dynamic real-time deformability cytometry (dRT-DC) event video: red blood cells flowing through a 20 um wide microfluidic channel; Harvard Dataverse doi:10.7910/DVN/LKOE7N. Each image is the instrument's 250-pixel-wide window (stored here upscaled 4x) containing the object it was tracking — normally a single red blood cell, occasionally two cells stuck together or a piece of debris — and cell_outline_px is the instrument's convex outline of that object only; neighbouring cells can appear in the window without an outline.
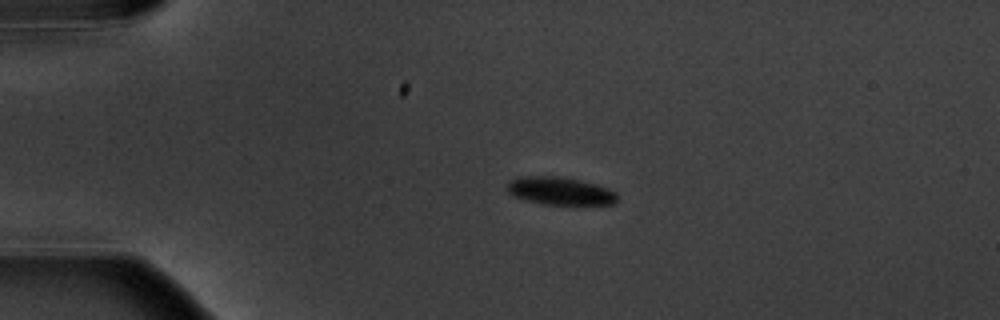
{"species": "common noctule bat (a hibernating species)", "species_latin": "Nyctalus noctula", "temperature_condition": "warm", "stored_images_in_passage": 5, "camera_frame_rate_fps": 3000, "um_per_image_px": 0.085, "animal": {"sex": "male", "body_mass_g": 20.1, "forearm_length_mm": 53.5}, "frame": {"image": 1, "passage_image": 3, "time_ms": 3.333, "image_size_px": [1000, 320], "cell_outline_px": [[616, 204], [544, 204], [512, 196], [508, 192], [508, 184], [512, 180], [528, 176], [560, 176], [580, 180], [596, 184], [608, 188], [616, 192]], "centroid_in_image_um": [47.64, 16.23], "position_along_channel_um": 37.4, "area_um2": 17.57}}